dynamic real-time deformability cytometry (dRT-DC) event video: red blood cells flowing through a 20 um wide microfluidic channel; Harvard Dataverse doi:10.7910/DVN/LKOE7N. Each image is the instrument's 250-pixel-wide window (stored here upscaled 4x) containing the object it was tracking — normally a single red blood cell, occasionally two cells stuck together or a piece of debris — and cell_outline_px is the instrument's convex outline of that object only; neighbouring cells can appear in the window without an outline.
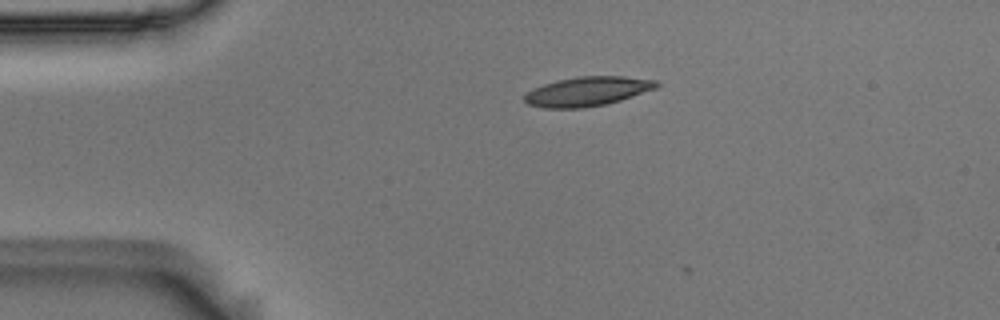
{"species": "Egyptian fruit bat (a non-hibernating species)", "species_latin": "Rousettus aegyptiacus", "temperature_condition": "room temperature", "stored_images_in_passage": 4, "camera_frame_rate_fps": 3000, "um_per_image_px": 0.085, "animal": {"sex": "male"}, "frame": {"image": 1, "passage_image": 1, "time_ms": 0.0, "image_size_px": [1000, 320], "cell_outline_px": [[660, 84], [656, 88], [620, 100], [604, 104], [580, 108], [544, 108], [528, 104], [524, 100], [524, 96], [532, 88], [556, 80], [576, 76], [624, 76], [656, 80]], "centroid_in_image_um": [49.91, 7.75], "position_along_channel_um": 35.1, "area_um2": 22.48}}